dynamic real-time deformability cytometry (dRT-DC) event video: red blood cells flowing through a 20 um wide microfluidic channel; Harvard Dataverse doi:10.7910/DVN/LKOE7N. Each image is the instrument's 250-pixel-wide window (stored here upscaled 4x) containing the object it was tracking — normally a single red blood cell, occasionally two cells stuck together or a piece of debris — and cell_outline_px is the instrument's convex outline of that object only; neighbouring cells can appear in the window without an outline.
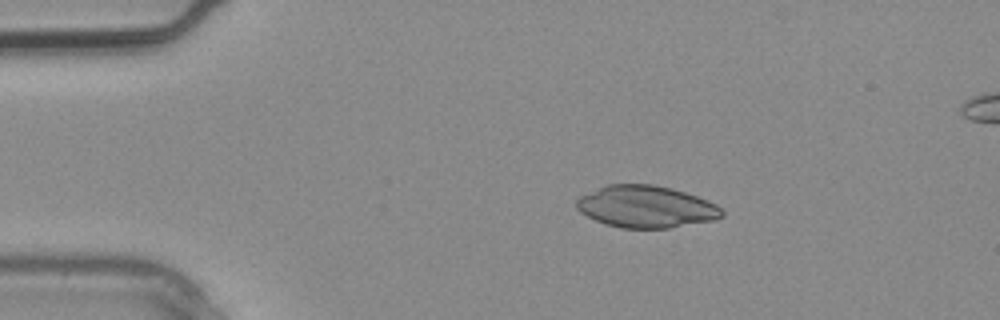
{"species": "common noctule bat (a hibernating species)", "species_latin": "Nyctalus noctula", "temperature_condition": "warm", "stored_images_in_passage": 3, "camera_frame_rate_fps": 3000, "um_per_image_px": 0.085, "animal": {"sex": "male", "body_mass_g": 20.4}, "frame": {"image": 1, "passage_image": 2, "time_ms": 0.333, "image_size_px": [1000, 320], "cell_outline_px": [[724, 216], [712, 220], [668, 228], [620, 228], [604, 224], [580, 212], [576, 208], [576, 200], [580, 196], [608, 184], [652, 184], [672, 188], [708, 200], [716, 204], [724, 212]], "centroid_in_image_um": [54.9, 17.57], "position_along_channel_um": 30.1, "area_um2": 35.49}}